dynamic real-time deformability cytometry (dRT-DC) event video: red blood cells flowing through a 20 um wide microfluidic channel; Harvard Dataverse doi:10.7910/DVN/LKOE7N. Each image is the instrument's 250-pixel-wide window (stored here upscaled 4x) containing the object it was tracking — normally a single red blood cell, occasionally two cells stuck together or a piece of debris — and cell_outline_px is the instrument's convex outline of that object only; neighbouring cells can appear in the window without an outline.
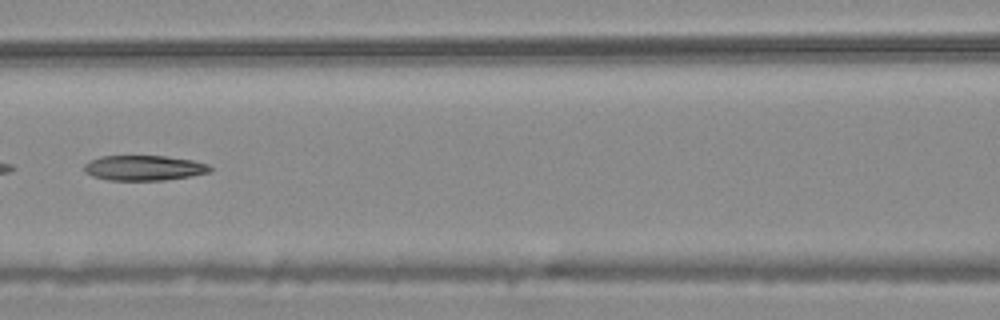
{"species": "common noctule bat (a hibernating species)", "species_latin": "Nyctalus noctula", "temperature_condition": "warm", "stored_images_in_passage": 5, "camera_frame_rate_fps": 3000, "um_per_image_px": 0.085, "animal": {"sex": "male", "body_mass_g": 20.4}, "frame": {"image": 1, "passage_image": 5, "time_ms": 1.333, "image_size_px": [1000, 320], "cell_outline_px": [[212, 172], [192, 176], [164, 180], [108, 180], [92, 176], [84, 172], [84, 164], [100, 156], [164, 156], [192, 160], [208, 164], [212, 168]], "centroid_in_image_um": [12.26, 14.28], "position_along_channel_um": 154.3, "area_um2": 18.5}}